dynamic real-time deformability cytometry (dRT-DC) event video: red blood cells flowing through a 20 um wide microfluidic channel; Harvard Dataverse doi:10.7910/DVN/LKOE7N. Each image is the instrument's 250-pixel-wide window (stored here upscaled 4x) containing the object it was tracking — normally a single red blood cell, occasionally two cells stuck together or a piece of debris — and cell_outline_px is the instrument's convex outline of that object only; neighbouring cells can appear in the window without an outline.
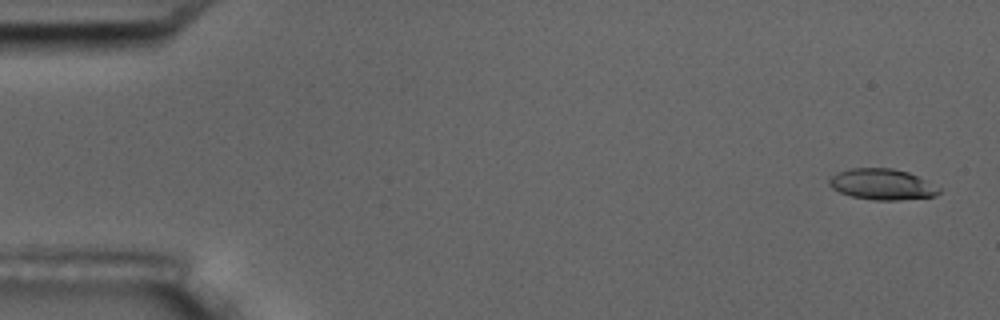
{"species": "common noctule bat (a hibernating species)", "species_latin": "Nyctalus noctula", "temperature_condition": "room temperature", "stored_images_in_passage": 6, "camera_frame_rate_fps": 3000, "um_per_image_px": 0.085, "animal": {"sex": "male", "body_mass_g": 17.5, "forearm_length_mm": 52.3}, "frame": {"image": 1, "passage_image": 1, "time_ms": 0.0, "image_size_px": [1000, 320], "cell_outline_px": [[940, 192], [936, 196], [900, 200], [872, 200], [852, 196], [840, 192], [832, 188], [828, 184], [828, 180], [836, 172], [848, 168], [892, 168], [908, 172], [928, 180], [940, 188]], "centroid_in_image_um": [74.98, 15.66], "position_along_channel_um": 10.0, "area_um2": 20.0}}
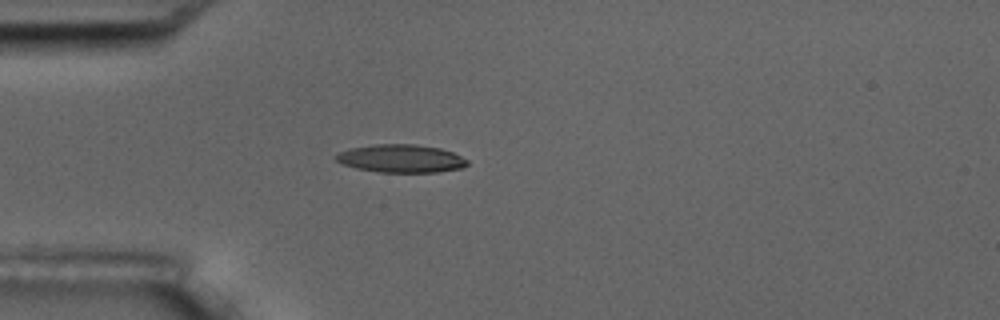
{"frame": {"image": 2, "passage_image": 5, "time_ms": 4.667, "image_size_px": [1000, 320], "cell_outline_px": [[468, 164], [464, 168], [440, 172], [380, 172], [356, 168], [344, 164], [336, 160], [336, 156], [340, 152], [352, 148], [376, 144], [416, 144], [440, 148], [452, 152], [468, 160]], "centroid_in_image_um": [34.15, 13.48], "position_along_channel_um": 50.9, "area_um2": 21.33}}